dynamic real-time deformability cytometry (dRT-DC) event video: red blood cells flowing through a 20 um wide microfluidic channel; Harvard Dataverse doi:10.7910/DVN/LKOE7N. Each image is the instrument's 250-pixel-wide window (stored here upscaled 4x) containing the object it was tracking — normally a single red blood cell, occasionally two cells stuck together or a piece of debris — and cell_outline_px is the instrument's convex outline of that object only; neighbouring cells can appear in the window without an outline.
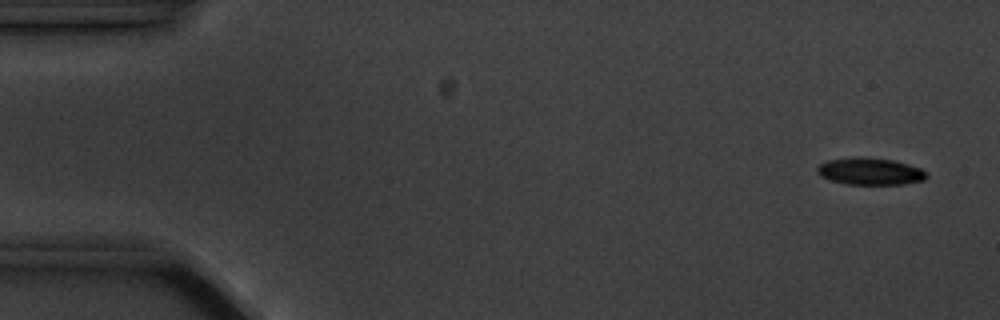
{"species": "common noctule bat (a hibernating species)", "species_latin": "Nyctalus noctula", "temperature_condition": "cold", "stored_images_in_passage": 5, "camera_frame_rate_fps": 3000, "um_per_image_px": 0.085, "animal": {"sex": "male", "body_mass_g": 20.1, "forearm_length_mm": 53.5}, "frame": {"image": 1, "passage_image": 1, "time_ms": 0.0, "image_size_px": [1000, 320], "cell_outline_px": [[928, 176], [924, 180], [904, 184], [844, 184], [820, 176], [816, 172], [816, 168], [820, 164], [828, 160], [860, 156], [892, 160], [908, 164], [920, 168], [928, 172]], "centroid_in_image_um": [73.96, 14.56], "position_along_channel_um": 11.0, "area_um2": 17.28}}